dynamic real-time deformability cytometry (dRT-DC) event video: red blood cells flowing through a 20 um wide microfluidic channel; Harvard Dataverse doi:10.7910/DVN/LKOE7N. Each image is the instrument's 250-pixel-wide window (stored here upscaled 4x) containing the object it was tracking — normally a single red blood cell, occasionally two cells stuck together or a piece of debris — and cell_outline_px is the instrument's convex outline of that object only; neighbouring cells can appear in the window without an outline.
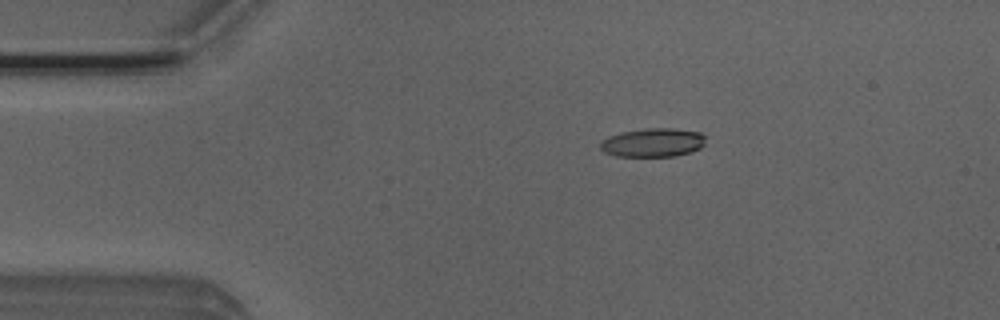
{"species": "Egyptian fruit bat (a non-hibernating species)", "species_latin": "Rousettus aegyptiacus", "temperature_condition": "room temperature", "stored_images_in_passage": 5, "camera_frame_rate_fps": 3000, "um_per_image_px": 0.085, "animal": {"sex": "male"}, "frame": {"image": 1, "passage_image": 3, "time_ms": 0.667, "image_size_px": [1000, 320], "cell_outline_px": [[704, 144], [700, 148], [692, 152], [676, 156], [616, 156], [604, 152], [600, 148], [600, 144], [608, 136], [624, 132], [648, 128], [672, 128], [700, 132], [704, 136]], "centroid_in_image_um": [55.52, 12.12], "position_along_channel_um": 29.5, "area_um2": 17.51}}